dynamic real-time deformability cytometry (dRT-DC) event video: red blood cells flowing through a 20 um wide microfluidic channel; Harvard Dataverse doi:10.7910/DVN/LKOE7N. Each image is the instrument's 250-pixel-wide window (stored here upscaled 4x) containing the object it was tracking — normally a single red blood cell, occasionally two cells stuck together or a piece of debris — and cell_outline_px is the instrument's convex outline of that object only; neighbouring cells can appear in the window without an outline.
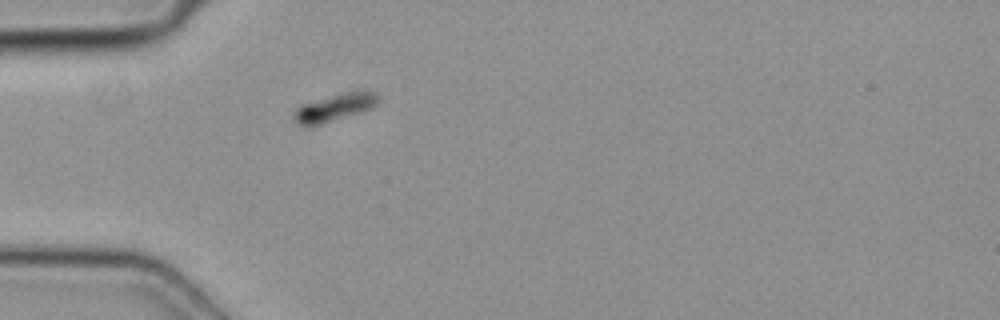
{"species": "common noctule bat (a hibernating species)", "species_latin": "Nyctalus noctula", "temperature_condition": "cold", "stored_images_in_passage": 2, "camera_frame_rate_fps": 3000, "um_per_image_px": 0.085, "animal": {"sex": "female", "body_mass_g": 19.3, "forearm_length_mm": 54.1}, "frame": {"image": 1, "passage_image": 2, "time_ms": 0.333, "image_size_px": [1000, 320], "cell_outline_px": [[380, 100], [372, 108], [312, 128], [300, 124], [292, 116], [292, 112], [300, 104], [344, 92], [364, 88], [376, 92], [380, 96]], "centroid_in_image_um": [28.48, 9.12], "position_along_channel_um": 56.5, "area_um2": 14.1}}